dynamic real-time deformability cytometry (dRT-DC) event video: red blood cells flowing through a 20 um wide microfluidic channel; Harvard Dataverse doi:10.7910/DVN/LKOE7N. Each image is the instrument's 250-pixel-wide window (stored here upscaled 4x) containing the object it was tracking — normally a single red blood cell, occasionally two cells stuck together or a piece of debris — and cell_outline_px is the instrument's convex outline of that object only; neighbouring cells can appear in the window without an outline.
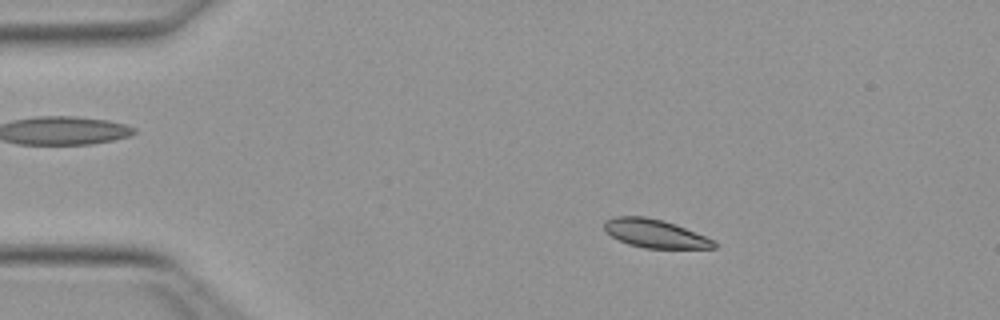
{"species": "Egyptian fruit bat (a non-hibernating species)", "species_latin": "Rousettus aegyptiacus", "temperature_condition": "warm", "stored_images_in_passage": 50, "camera_frame_rate_fps": 3000, "um_per_image_px": 0.085, "animal": {"sex": "female"}, "frame": {"image": 1, "passage_image": 8, "time_ms": 2.333, "image_size_px": [1000, 320], "cell_outline_px": [[716, 248], [644, 248], [628, 244], [612, 236], [604, 228], [604, 220], [616, 216], [644, 216], [664, 220], [676, 224], [716, 240]], "centroid_in_image_um": [55.7, 19.84], "position_along_channel_um": 29.3, "area_um2": 18.21}}
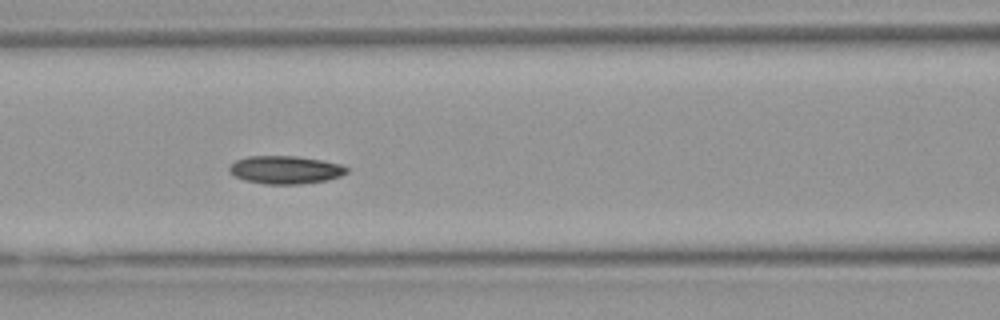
{"frame": {"image": 2, "passage_image": 21, "time_ms": 6.667, "image_size_px": [1000, 320], "cell_outline_px": [[348, 172], [340, 176], [328, 180], [300, 184], [264, 184], [244, 180], [228, 172], [228, 168], [236, 160], [248, 156], [296, 156], [320, 160], [340, 164], [348, 168]], "centroid_in_image_um": [24.25, 14.44], "position_along_channel_um": 142.4, "area_um2": 19.13}}
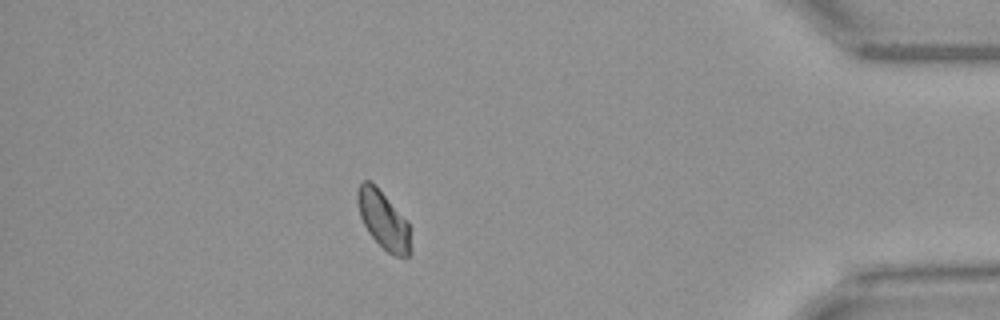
{"frame": {"image": 3, "passage_image": 44, "time_ms": 14.333, "image_size_px": [1000, 320], "cell_outline_px": [[412, 252], [408, 256], [396, 256], [388, 252], [368, 232], [360, 216], [356, 200], [356, 192], [360, 184], [364, 180], [372, 180], [376, 184], [408, 220]], "centroid_in_image_um": [32.6, 18.65], "position_along_channel_um": 402.6, "area_um2": 18.26}}